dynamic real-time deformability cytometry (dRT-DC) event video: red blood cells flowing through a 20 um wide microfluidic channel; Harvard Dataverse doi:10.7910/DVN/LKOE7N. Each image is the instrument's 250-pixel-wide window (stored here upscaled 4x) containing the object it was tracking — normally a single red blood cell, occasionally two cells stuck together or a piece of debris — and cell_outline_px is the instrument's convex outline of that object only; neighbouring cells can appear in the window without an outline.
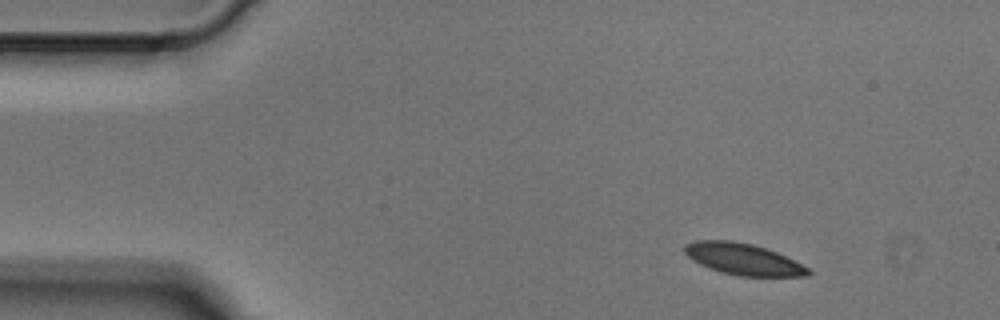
{"species": "Egyptian fruit bat (a non-hibernating species)", "species_latin": "Rousettus aegyptiacus", "temperature_condition": "cold", "stored_images_in_passage": 3, "camera_frame_rate_fps": 3000, "um_per_image_px": 0.085, "animal": {"sex": "male"}, "frame": {"image": 1, "passage_image": 1, "time_ms": 0.0, "image_size_px": [1000, 320], "cell_outline_px": [[812, 272], [808, 276], [740, 276], [720, 272], [700, 264], [692, 260], [684, 252], [684, 244], [696, 240], [732, 240], [752, 244], [776, 252], [808, 268]], "centroid_in_image_um": [63.12, 22.02], "position_along_channel_um": 21.9, "area_um2": 22.48}}